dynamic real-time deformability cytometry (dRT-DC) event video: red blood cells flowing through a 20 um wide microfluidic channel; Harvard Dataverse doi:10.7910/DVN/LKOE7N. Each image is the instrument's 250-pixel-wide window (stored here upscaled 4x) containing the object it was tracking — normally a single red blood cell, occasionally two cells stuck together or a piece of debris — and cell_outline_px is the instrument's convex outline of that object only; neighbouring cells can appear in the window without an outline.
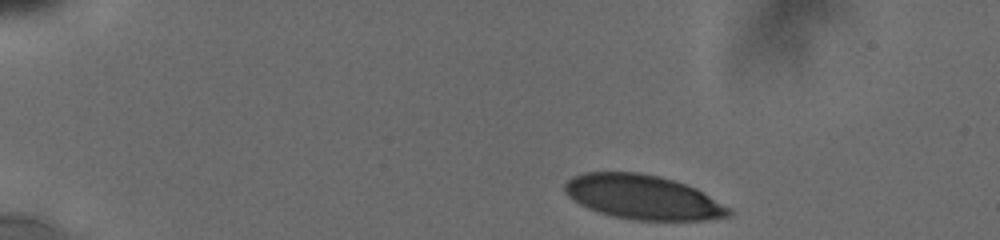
{"species": "human", "species_latin": "Homo sapiens", "temperature_condition": "cold", "stored_images_in_passage": 14, "camera_frame_rate_fps": 3000, "um_per_image_px": 0.085, "donor": {"sex": "male"}, "frame": {"image": 1, "passage_image": 1, "time_ms": 0.0, "image_size_px": [1000, 240], "cell_outline_px": [[732, 216], [704, 220], [632, 220], [612, 216], [588, 208], [572, 200], [568, 196], [564, 188], [564, 184], [572, 176], [584, 172], [640, 172], [660, 176], [696, 188], [732, 208]], "centroid_in_image_um": [54.66, 16.76], "position_along_channel_um": 30.3, "area_um2": 42.6}}
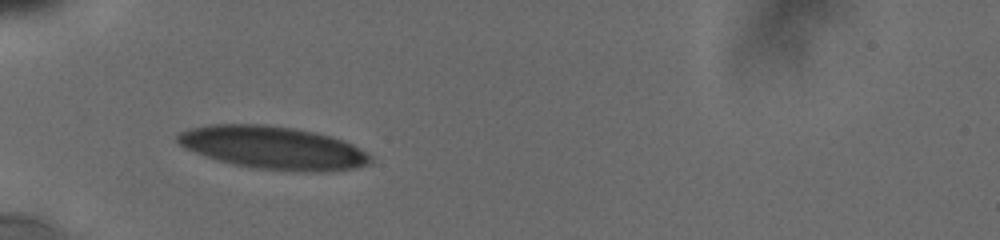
{"frame": {"image": 2, "passage_image": 10, "time_ms": 3.0, "image_size_px": [1000, 240], "cell_outline_px": [[372, 164], [356, 168], [328, 172], [300, 172], [256, 168], [232, 164], [204, 156], [180, 144], [176, 140], [176, 136], [180, 132], [192, 128], [212, 124], [264, 124], [292, 128], [316, 132], [332, 136], [344, 140], [368, 152], [372, 156]], "centroid_in_image_um": [23.3, 12.57], "position_along_channel_um": 61.7, "area_um2": 48.49}}
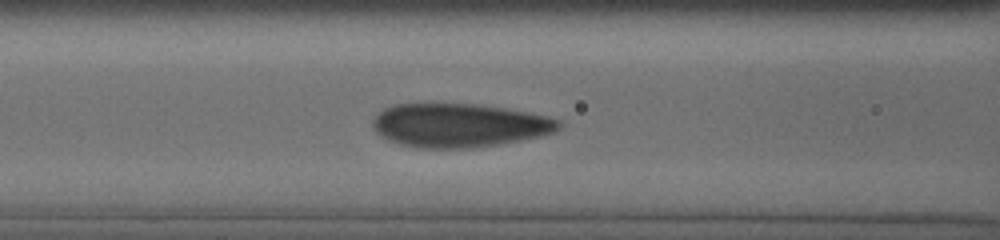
{"frame": {"image": 3, "passage_image": 14, "time_ms": 5.0, "image_size_px": [1000, 240], "cell_outline_px": [[560, 128], [556, 132], [540, 136], [520, 140], [472, 148], [416, 148], [400, 144], [388, 140], [376, 132], [372, 124], [372, 120], [384, 108], [396, 104], [476, 104], [504, 108], [528, 112], [548, 116], [560, 120]], "centroid_in_image_um": [39.03, 10.65], "position_along_channel_um": 127.6, "area_um2": 47.28}}